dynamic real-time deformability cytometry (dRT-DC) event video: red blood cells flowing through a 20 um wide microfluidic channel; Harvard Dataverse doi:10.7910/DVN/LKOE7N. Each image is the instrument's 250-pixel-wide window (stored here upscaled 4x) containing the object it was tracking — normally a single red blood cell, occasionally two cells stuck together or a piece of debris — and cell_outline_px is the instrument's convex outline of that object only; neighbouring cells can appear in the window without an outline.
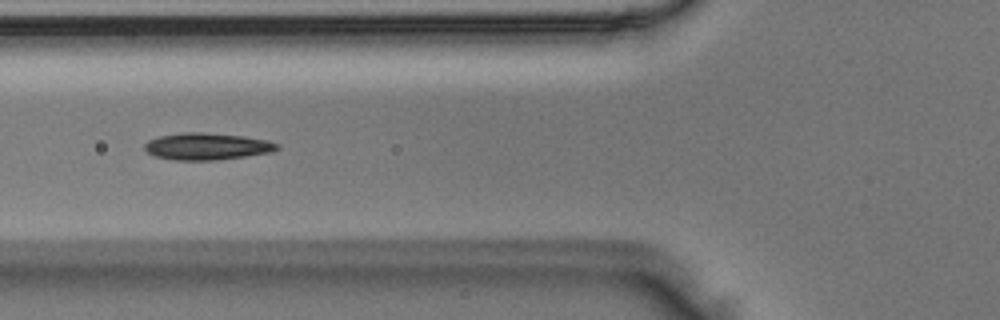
{"species": "Egyptian fruit bat (a non-hibernating species)", "species_latin": "Rousettus aegyptiacus", "temperature_condition": "room temperature", "stored_images_in_passage": 9, "camera_frame_rate_fps": 3000, "um_per_image_px": 0.085, "animal": {"sex": "male"}, "frame": {"image": 1, "passage_image": 7, "time_ms": 2.0, "image_size_px": [1000, 320], "cell_outline_px": [[280, 148], [272, 152], [216, 160], [176, 160], [156, 156], [148, 152], [144, 148], [144, 144], [148, 140], [160, 136], [184, 132], [204, 132], [244, 136], [268, 140], [280, 144]], "centroid_in_image_um": [17.62, 12.43], "position_along_channel_um": 108.2, "area_um2": 20.75}}